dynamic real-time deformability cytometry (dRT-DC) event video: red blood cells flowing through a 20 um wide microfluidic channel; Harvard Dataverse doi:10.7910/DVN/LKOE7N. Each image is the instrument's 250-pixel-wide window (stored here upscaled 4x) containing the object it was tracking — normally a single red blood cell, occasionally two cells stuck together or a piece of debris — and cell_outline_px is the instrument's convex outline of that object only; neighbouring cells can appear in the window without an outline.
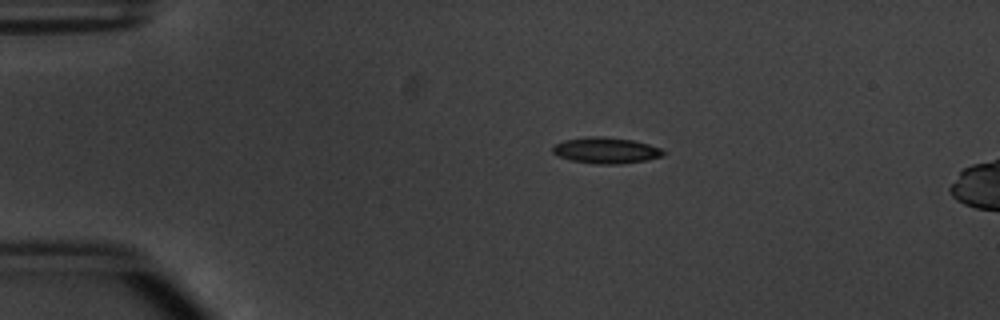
{"species": "common noctule bat (a hibernating species)", "species_latin": "Nyctalus noctula", "temperature_condition": "warm", "stored_images_in_passage": 6, "camera_frame_rate_fps": 3000, "um_per_image_px": 0.085, "animal": {"sex": "male", "body_mass_g": 20.1, "forearm_length_mm": 53.5}, "frame": {"image": 1, "passage_image": 1, "time_ms": 0.0, "image_size_px": [1000, 320], "cell_outline_px": [[668, 152], [664, 156], [648, 160], [620, 164], [596, 164], [572, 160], [560, 156], [552, 152], [552, 148], [556, 144], [564, 140], [588, 136], [600, 136], [632, 140], [648, 144], [660, 148]], "centroid_in_image_um": [51.56, 12.79], "position_along_channel_um": 33.4, "area_um2": 16.82}}